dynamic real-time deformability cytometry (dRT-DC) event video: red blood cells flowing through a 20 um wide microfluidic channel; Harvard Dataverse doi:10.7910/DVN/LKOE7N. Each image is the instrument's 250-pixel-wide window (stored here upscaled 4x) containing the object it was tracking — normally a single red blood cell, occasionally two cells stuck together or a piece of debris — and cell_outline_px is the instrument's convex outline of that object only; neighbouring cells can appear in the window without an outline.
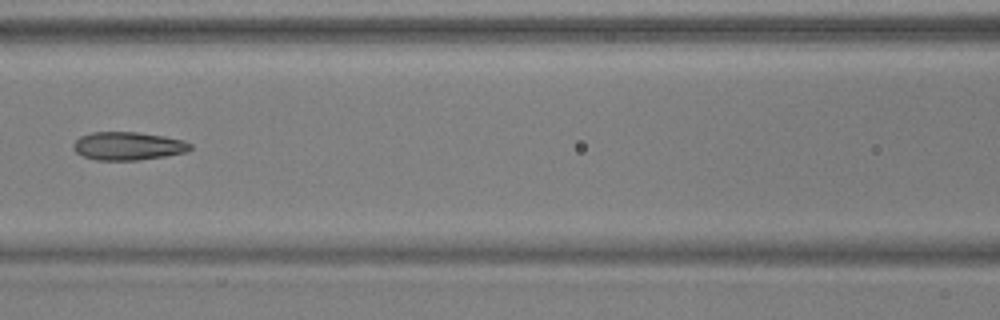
{"species": "common noctule bat (a hibernating species)", "species_latin": "Nyctalus noctula", "temperature_condition": "warm", "stored_images_in_passage": 7, "camera_frame_rate_fps": 3000, "um_per_image_px": 0.085, "animal": {"sex": "male", "body_mass_g": 17.9, "forearm_length_mm": 54.2}, "frame": {"image": 1, "passage_image": 7, "time_ms": 2.0, "image_size_px": [1000, 320], "cell_outline_px": [[192, 148], [184, 152], [164, 156], [136, 160], [96, 160], [84, 156], [76, 152], [72, 148], [72, 144], [80, 136], [92, 132], [136, 132], [164, 136], [184, 140], [192, 144]], "centroid_in_image_um": [10.86, 12.4], "position_along_channel_um": 155.7, "area_um2": 19.13}}